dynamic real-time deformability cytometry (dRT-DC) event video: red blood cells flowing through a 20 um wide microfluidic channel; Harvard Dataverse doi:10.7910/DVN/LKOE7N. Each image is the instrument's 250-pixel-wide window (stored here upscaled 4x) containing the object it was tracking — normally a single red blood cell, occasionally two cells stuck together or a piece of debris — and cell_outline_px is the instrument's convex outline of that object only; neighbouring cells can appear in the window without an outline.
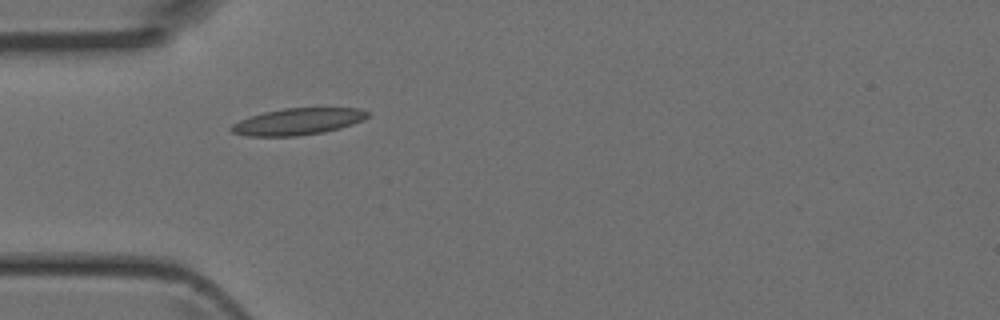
{"species": "Egyptian fruit bat (a non-hibernating species)", "species_latin": "Rousettus aegyptiacus", "temperature_condition": "room temperature", "stored_images_in_passage": 6, "camera_frame_rate_fps": 3000, "um_per_image_px": 0.085, "animal": {"sex": "female"}, "frame": {"image": 1, "passage_image": 4, "time_ms": 1.0, "image_size_px": [1000, 320], "cell_outline_px": [[372, 112], [364, 120], [340, 128], [324, 132], [296, 136], [248, 136], [232, 132], [228, 128], [232, 124], [240, 120], [264, 112], [284, 108], [360, 108]], "centroid_in_image_um": [25.35, 10.33], "position_along_channel_um": 59.7, "area_um2": 21.21}}
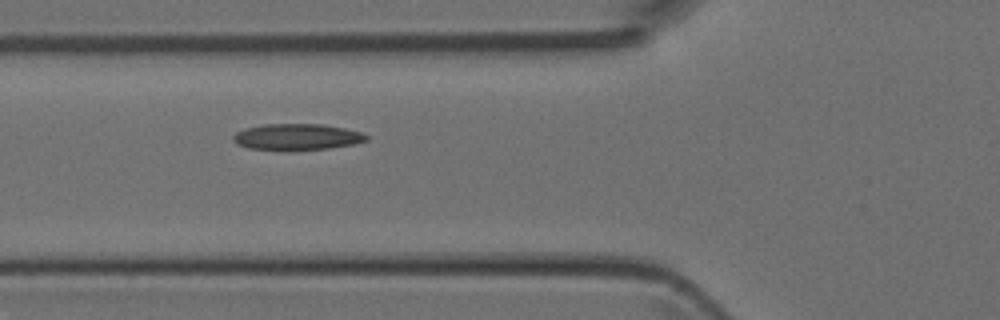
{"frame": {"image": 2, "passage_image": 5, "time_ms": 1.333, "image_size_px": [1000, 320], "cell_outline_px": [[368, 140], [352, 144], [328, 148], [288, 152], [248, 148], [236, 144], [232, 140], [232, 136], [236, 132], [244, 128], [264, 124], [320, 124], [344, 128], [364, 132], [368, 136]], "centroid_in_image_um": [25.2, 11.66], "position_along_channel_um": 100.6, "area_um2": 20.92}}
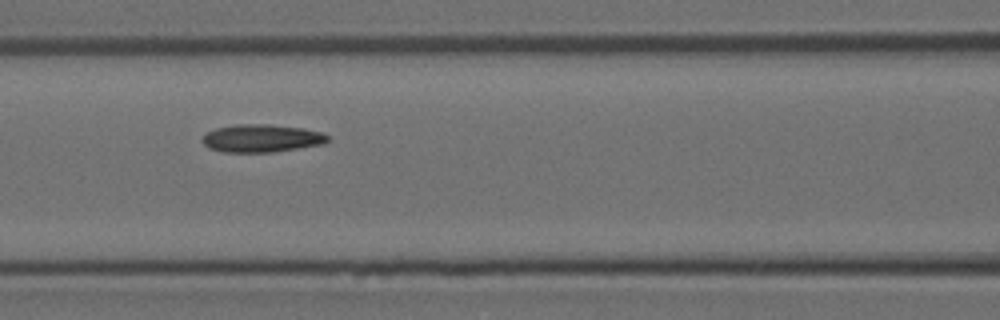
{"frame": {"image": 3, "passage_image": 6, "time_ms": 1.667, "image_size_px": [1000, 320], "cell_outline_px": [[328, 140], [324, 144], [272, 152], [224, 152], [208, 148], [200, 140], [208, 132], [216, 128], [236, 124], [268, 124], [304, 128], [320, 132], [328, 136]], "centroid_in_image_um": [22.22, 11.75], "position_along_channel_um": 144.4, "area_um2": 20.29}}